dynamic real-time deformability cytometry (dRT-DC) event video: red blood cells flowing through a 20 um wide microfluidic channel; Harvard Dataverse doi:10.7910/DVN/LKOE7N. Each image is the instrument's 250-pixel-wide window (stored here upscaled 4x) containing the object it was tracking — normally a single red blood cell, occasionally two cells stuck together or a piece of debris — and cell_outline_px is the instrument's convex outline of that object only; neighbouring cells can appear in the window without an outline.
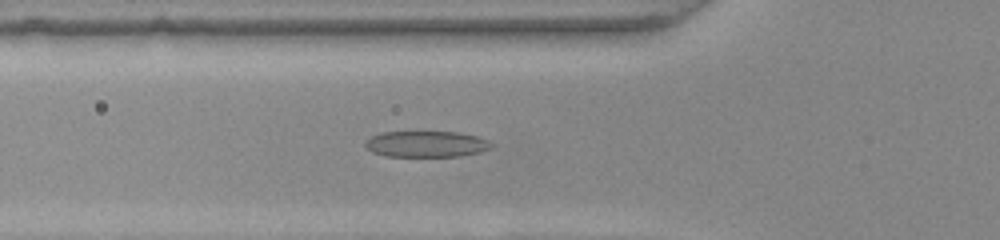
{"species": "common noctule bat (a hibernating species)", "species_latin": "Nyctalus noctula", "temperature_condition": "warm", "stored_images_in_passage": 37, "camera_frame_rate_fps": 3000, "um_per_image_px": 0.085, "animal": {"sex": "female", "body_mass_g": 22.0, "forearm_length_mm": 56.7}, "frame": {"image": 1, "passage_image": 9, "time_ms": 2.667, "image_size_px": [1000, 240], "cell_outline_px": [[496, 144], [492, 148], [480, 152], [460, 156], [384, 156], [372, 152], [364, 144], [372, 136], [384, 132], [456, 132], [476, 136], [488, 140]], "centroid_in_image_um": [36.29, 12.25], "position_along_channel_um": 89.5, "area_um2": 19.13}}
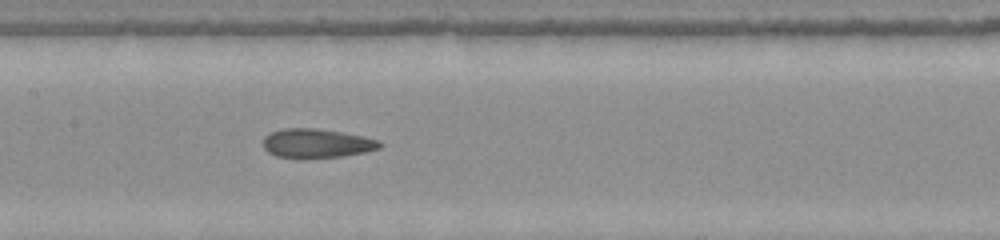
{"frame": {"image": 2, "passage_image": 16, "time_ms": 5.0, "image_size_px": [1000, 240], "cell_outline_px": [[384, 144], [380, 148], [364, 152], [344, 156], [304, 160], [296, 160], [276, 156], [268, 152], [264, 148], [264, 136], [272, 132], [284, 128], [316, 128], [364, 136], [380, 140]], "centroid_in_image_um": [26.92, 12.21], "position_along_channel_um": 180.5, "area_um2": 20.35}}
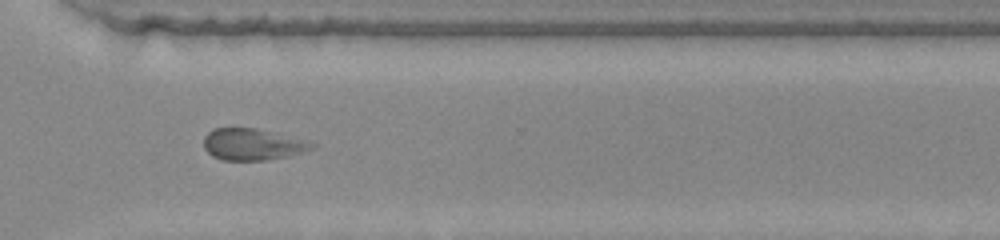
{"frame": {"image": 3, "passage_image": 29, "time_ms": 9.333, "image_size_px": [1000, 240], "cell_outline_px": [[316, 144], [312, 148], [288, 156], [268, 160], [220, 160], [212, 156], [204, 148], [204, 136], [212, 128], [256, 128]], "centroid_in_image_um": [21.36, 12.28], "position_along_channel_um": 349.2, "area_um2": 19.54}, "authors_computed_cell_mechanics": {"area_um2": 19.8832, "velocity_mm_per_s": 3.8837, "shape_relaxation_time_tau1_ms": 5.1575, "shape_relaxation_time_tau2_ms": 2.6186, "deformation_change_tau1": 0.136, "deformation_change_tau2": 0.1152}}